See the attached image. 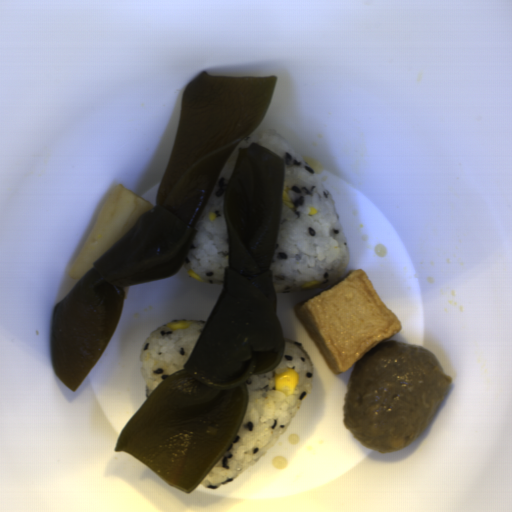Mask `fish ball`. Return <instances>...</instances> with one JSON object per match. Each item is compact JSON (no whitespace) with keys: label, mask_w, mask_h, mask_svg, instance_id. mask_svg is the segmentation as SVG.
<instances>
[{"label":"fish ball","mask_w":512,"mask_h":512,"mask_svg":"<svg viewBox=\"0 0 512 512\" xmlns=\"http://www.w3.org/2000/svg\"><path fill=\"white\" fill-rule=\"evenodd\" d=\"M290 307L334 376L402 330L361 267Z\"/></svg>","instance_id":"fish-ball-1"}]
</instances>
